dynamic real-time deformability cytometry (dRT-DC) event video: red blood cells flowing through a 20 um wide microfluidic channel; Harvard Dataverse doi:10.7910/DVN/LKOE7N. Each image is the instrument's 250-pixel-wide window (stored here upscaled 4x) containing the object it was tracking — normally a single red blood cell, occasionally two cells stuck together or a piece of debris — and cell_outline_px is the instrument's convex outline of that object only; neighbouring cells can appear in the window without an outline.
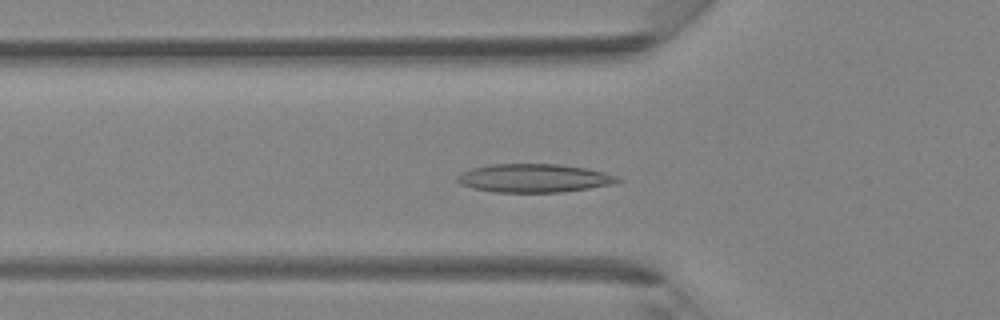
{"species": "Egyptian fruit bat (a non-hibernating species)", "species_latin": "Rousettus aegyptiacus", "temperature_condition": "room temperature", "stored_images_in_passage": 40, "camera_frame_rate_fps": 3000, "um_per_image_px": 0.085, "animal": {"sex": "female"}, "frame": {"image": 1, "passage_image": 11, "time_ms": 3.333, "image_size_px": [1000, 320], "cell_outline_px": [[624, 180], [616, 184], [560, 192], [492, 192], [472, 188], [460, 184], [456, 180], [456, 176], [472, 168], [492, 164], [560, 164], [588, 168], [604, 172], [616, 176]], "centroid_in_image_um": [45.42, 15.14], "position_along_channel_um": 80.4, "area_um2": 26.7}}
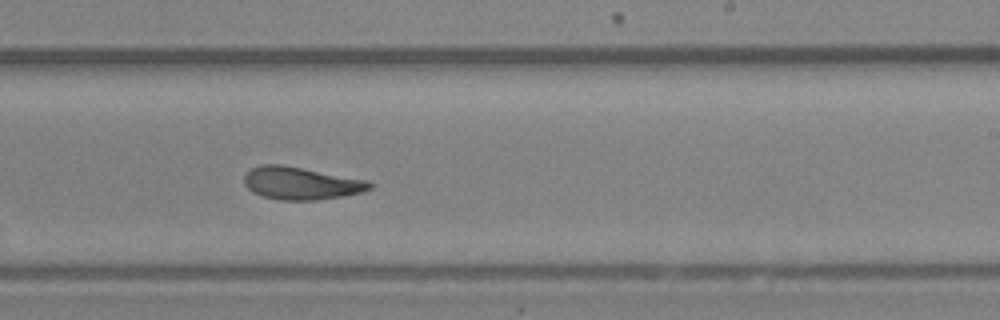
{"frame": {"image": 2, "passage_image": 23, "time_ms": 7.333, "image_size_px": [1000, 320], "cell_outline_px": [[372, 188], [360, 192], [344, 196], [316, 200], [280, 200], [264, 196], [252, 192], [244, 184], [244, 176], [252, 168], [260, 164], [280, 164], [372, 180]], "centroid_in_image_um": [25.62, 15.57], "position_along_channel_um": 263.4, "area_um2": 23.99}}
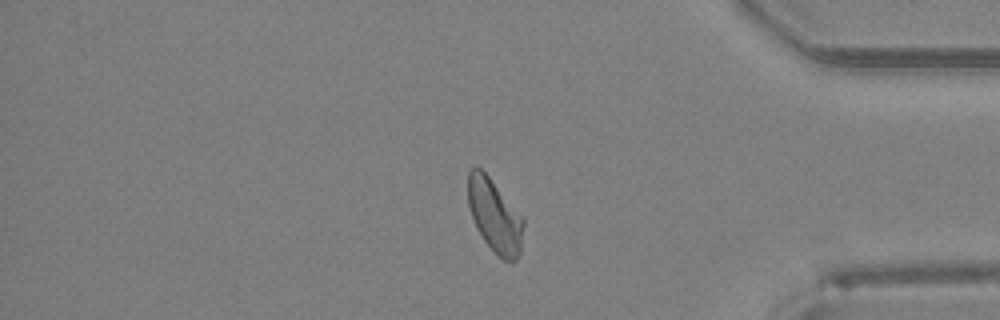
{"frame": {"image": 3, "passage_image": 33, "time_ms": 10.667, "image_size_px": [1000, 320], "cell_outline_px": [[524, 224], [520, 252], [516, 260], [512, 264], [496, 256], [484, 240], [476, 228], [468, 204], [468, 172], [476, 164], [488, 176], [524, 220]], "centroid_in_image_um": [42.04, 18.39], "position_along_channel_um": 393.2, "area_um2": 23.47}}